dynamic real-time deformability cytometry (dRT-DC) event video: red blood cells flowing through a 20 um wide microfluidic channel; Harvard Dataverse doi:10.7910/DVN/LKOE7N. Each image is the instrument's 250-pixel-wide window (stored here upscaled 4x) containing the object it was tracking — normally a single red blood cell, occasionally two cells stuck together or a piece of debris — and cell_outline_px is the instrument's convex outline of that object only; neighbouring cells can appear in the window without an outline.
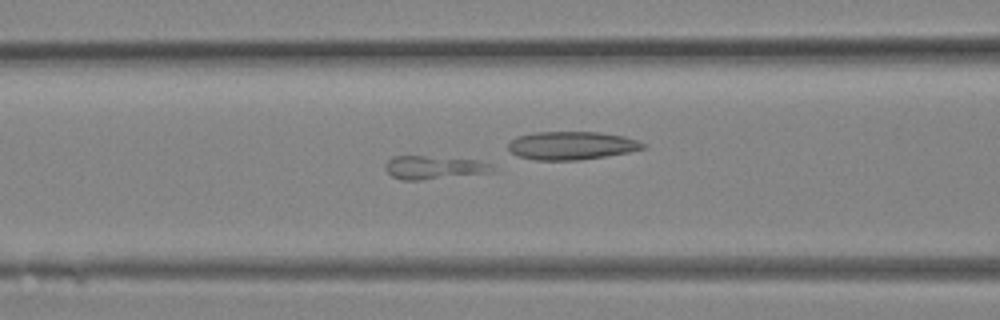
{"species": "Egyptian fruit bat (a non-hibernating species)", "species_latin": "Rousettus aegyptiacus", "temperature_condition": "room temperature", "stored_images_in_passage": 32, "camera_frame_rate_fps": 3000, "um_per_image_px": 0.085, "animal": {"sex": "female"}, "frame": {"image": 1, "passage_image": 14, "time_ms": 4.333, "image_size_px": [1000, 320], "cell_outline_px": [[496, 172], [420, 180], [400, 180], [392, 176], [384, 168], [384, 164], [392, 156], [424, 156], [476, 160], [492, 164]], "centroid_in_image_um": [36.88, 14.24], "position_along_channel_um": 129.7, "area_um2": 14.62}}
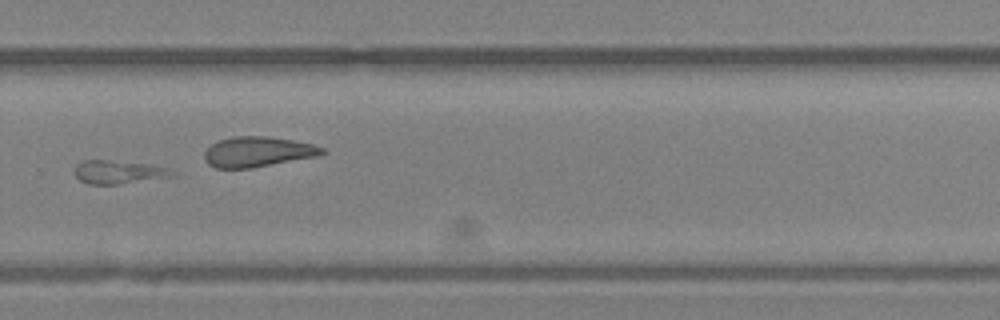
{"frame": {"image": 2, "passage_image": 23, "time_ms": 7.333, "image_size_px": [1000, 320], "cell_outline_px": [[180, 172], [176, 176], [120, 184], [88, 184], [80, 180], [72, 172], [76, 164], [80, 160], [104, 160], [148, 164]], "centroid_in_image_um": [10.06, 14.63], "position_along_channel_um": 319.7, "area_um2": 13.47}}
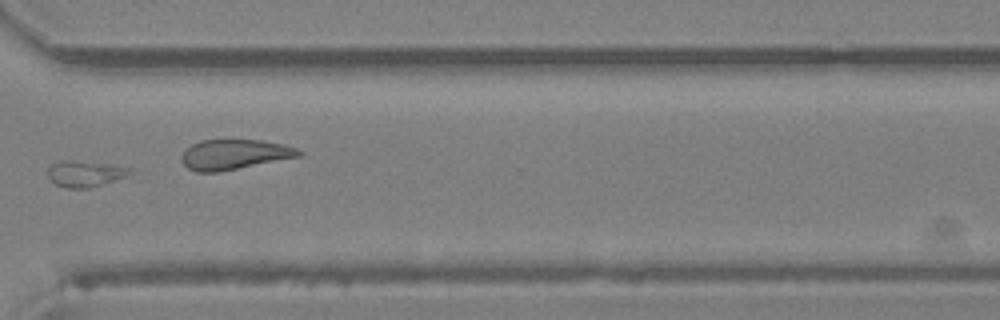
{"frame": {"image": 3, "passage_image": 25, "time_ms": 8.0, "image_size_px": [1000, 320], "cell_outline_px": [[140, 172], [128, 176], [88, 188], [64, 188], [48, 180], [48, 168], [52, 164], [60, 160], [72, 160], [112, 164], [136, 168]], "centroid_in_image_um": [7.32, 14.75], "position_along_channel_um": 363.3, "area_um2": 13.01}}